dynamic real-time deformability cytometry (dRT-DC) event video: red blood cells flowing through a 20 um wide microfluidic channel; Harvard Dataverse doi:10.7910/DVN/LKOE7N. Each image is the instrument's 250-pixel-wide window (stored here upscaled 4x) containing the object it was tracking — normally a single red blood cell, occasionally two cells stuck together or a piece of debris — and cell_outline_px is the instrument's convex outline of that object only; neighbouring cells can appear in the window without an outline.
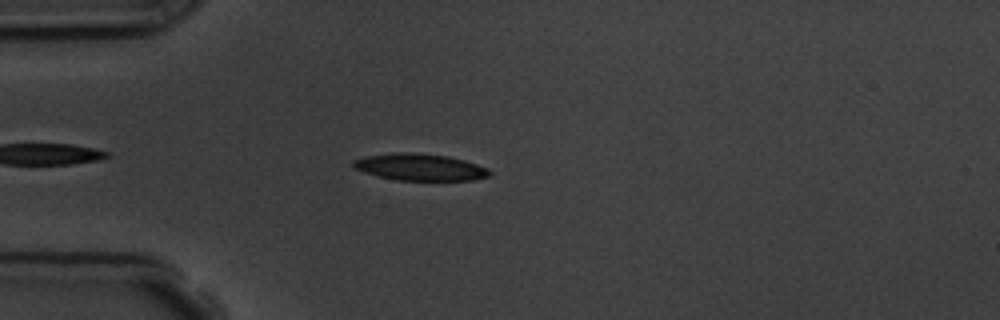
{"species": "common noctule bat (a hibernating species)", "species_latin": "Nyctalus noctula", "temperature_condition": "room temperature", "stored_images_in_passage": 4, "camera_frame_rate_fps": 3000, "um_per_image_px": 0.085, "animal": {"sex": "male", "body_mass_g": 19.5, "forearm_length_mm": 54.6}, "frame": {"image": 1, "passage_image": 4, "time_ms": 3.333, "image_size_px": [1000, 320], "cell_outline_px": [[492, 176], [472, 180], [396, 180], [364, 172], [352, 168], [352, 160], [368, 156], [392, 152], [412, 152], [448, 156], [464, 160], [488, 168], [492, 172]], "centroid_in_image_um": [35.71, 14.2], "position_along_channel_um": 49.3, "area_um2": 21.39}}